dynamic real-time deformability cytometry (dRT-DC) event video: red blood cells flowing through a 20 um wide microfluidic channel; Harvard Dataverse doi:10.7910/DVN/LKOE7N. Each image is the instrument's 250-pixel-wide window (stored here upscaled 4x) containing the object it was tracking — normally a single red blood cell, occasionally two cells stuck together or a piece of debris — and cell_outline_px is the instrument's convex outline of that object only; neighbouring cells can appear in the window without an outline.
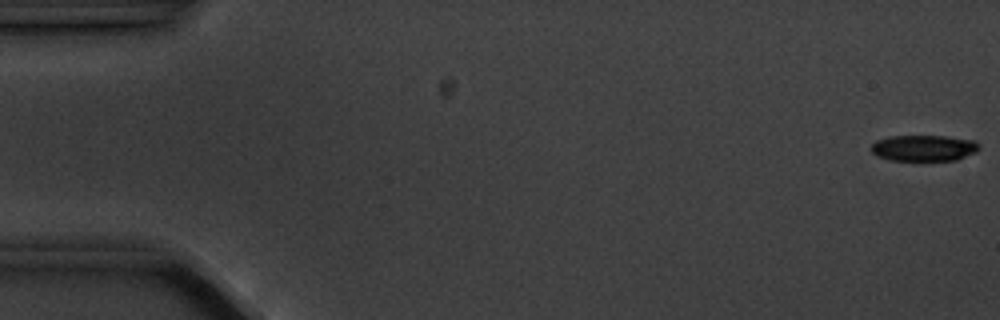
{"species": "common noctule bat (a hibernating species)", "species_latin": "Nyctalus noctula", "temperature_condition": "cold", "stored_images_in_passage": 5, "camera_frame_rate_fps": 3000, "um_per_image_px": 0.085, "animal": {"sex": "male", "body_mass_g": 20.1, "forearm_length_mm": 53.5}, "frame": {"image": 1, "passage_image": 1, "time_ms": 0.0, "image_size_px": [1000, 320], "cell_outline_px": [[980, 148], [976, 152], [956, 160], [892, 160], [876, 156], [872, 152], [872, 144], [876, 140], [892, 136], [944, 136], [976, 140], [980, 144]], "centroid_in_image_um": [78.56, 12.58], "position_along_channel_um": 6.4, "area_um2": 16.42}}